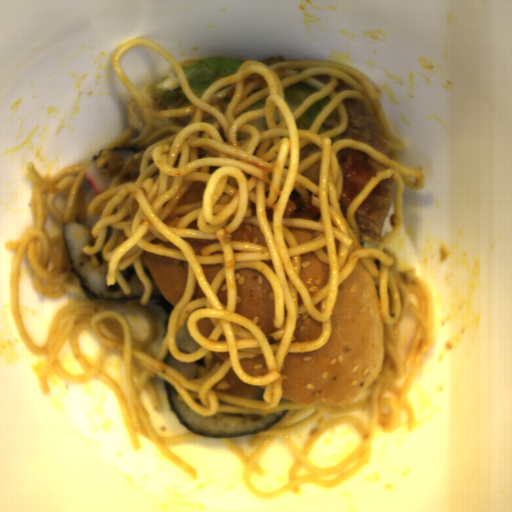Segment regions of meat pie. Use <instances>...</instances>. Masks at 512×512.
I'll return each instance as SVG.
<instances>
[{"label": "meat pie", "mask_w": 512, "mask_h": 512, "mask_svg": "<svg viewBox=\"0 0 512 512\" xmlns=\"http://www.w3.org/2000/svg\"><path fill=\"white\" fill-rule=\"evenodd\" d=\"M394 199L392 179H383L355 210L360 247L378 248L384 236L383 223Z\"/></svg>", "instance_id": "b5893723"}, {"label": "meat pie", "mask_w": 512, "mask_h": 512, "mask_svg": "<svg viewBox=\"0 0 512 512\" xmlns=\"http://www.w3.org/2000/svg\"><path fill=\"white\" fill-rule=\"evenodd\" d=\"M348 116L346 129L332 138L361 140L391 159V150L386 144L384 131L369 107L361 100L348 98L343 101Z\"/></svg>", "instance_id": "c0bc52ac"}, {"label": "meat pie", "mask_w": 512, "mask_h": 512, "mask_svg": "<svg viewBox=\"0 0 512 512\" xmlns=\"http://www.w3.org/2000/svg\"><path fill=\"white\" fill-rule=\"evenodd\" d=\"M336 156L343 174L339 205L347 220L346 211L348 207L370 179L378 174V170L370 165L369 155L364 152L347 147L340 149Z\"/></svg>", "instance_id": "742d133d"}]
</instances>
